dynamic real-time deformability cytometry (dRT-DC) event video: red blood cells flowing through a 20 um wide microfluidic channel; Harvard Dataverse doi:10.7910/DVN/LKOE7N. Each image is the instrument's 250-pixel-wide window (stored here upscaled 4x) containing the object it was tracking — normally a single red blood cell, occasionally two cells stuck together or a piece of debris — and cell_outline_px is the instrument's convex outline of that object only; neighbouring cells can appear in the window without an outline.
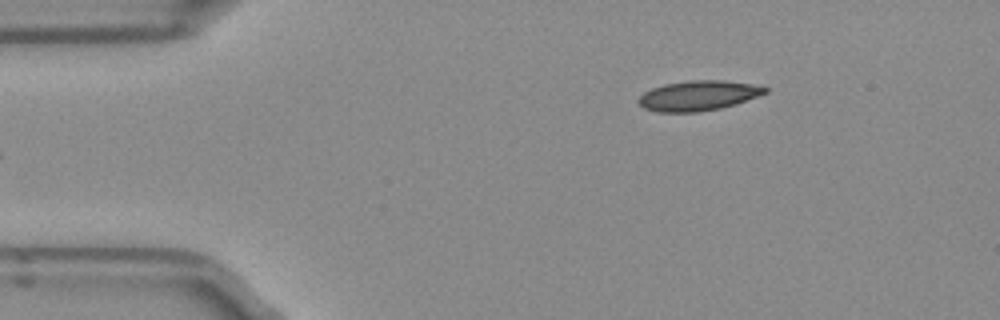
{"species": "Egyptian fruit bat (a non-hibernating species)", "species_latin": "Rousettus aegyptiacus", "temperature_condition": "room temperature", "stored_images_in_passage": 44, "camera_frame_rate_fps": 3000, "um_per_image_px": 0.085, "frame": {"image": 1, "passage_image": 1, "time_ms": 0.0, "image_size_px": [1000, 320], "cell_outline_px": [[768, 92], [736, 104], [720, 108], [696, 112], [656, 112], [644, 108], [636, 100], [644, 92], [652, 88], [664, 84], [692, 80], [724, 80], [752, 84], [768, 88]], "centroid_in_image_um": [59.34, 8.13], "position_along_channel_um": 25.7, "area_um2": 22.08}}
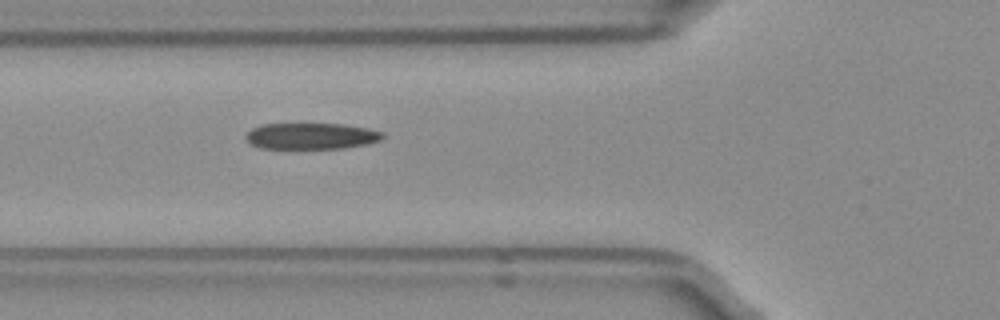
{"frame": {"image": 2, "passage_image": 11, "time_ms": 3.333, "image_size_px": [1000, 320], "cell_outline_px": [[384, 136], [380, 140], [368, 144], [344, 148], [260, 148], [252, 144], [244, 136], [252, 128], [260, 124], [344, 124], [368, 128], [384, 132]], "centroid_in_image_um": [26.48, 11.56], "position_along_channel_um": 99.3, "area_um2": 20.92}}
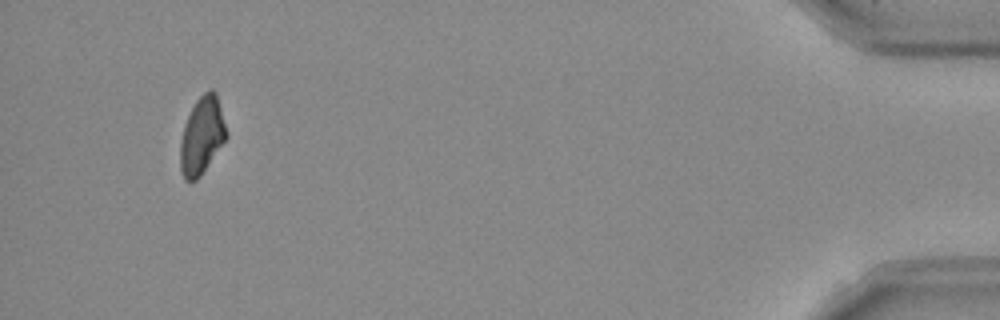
{"frame": {"image": 3, "passage_image": 41, "time_ms": 13.333, "image_size_px": [1000, 320], "cell_outline_px": [[228, 136], [200, 176], [196, 180], [184, 180], [180, 172], [180, 140], [184, 124], [196, 100], [208, 88], [212, 88], [216, 92], [228, 132]], "centroid_in_image_um": [17.16, 11.51], "position_along_channel_um": 418.0, "area_um2": 20.87}, "authors_computed_cell_mechanics": {"area_um2": 21.8195, "velocity_mm_per_s": 3.9703, "shape_relaxation_time_tau1_ms": null, "shape_relaxation_time_tau2_ms": 7.7346, "deformation_change_tau1": null, "deformation_change_tau2": 0.1413}}